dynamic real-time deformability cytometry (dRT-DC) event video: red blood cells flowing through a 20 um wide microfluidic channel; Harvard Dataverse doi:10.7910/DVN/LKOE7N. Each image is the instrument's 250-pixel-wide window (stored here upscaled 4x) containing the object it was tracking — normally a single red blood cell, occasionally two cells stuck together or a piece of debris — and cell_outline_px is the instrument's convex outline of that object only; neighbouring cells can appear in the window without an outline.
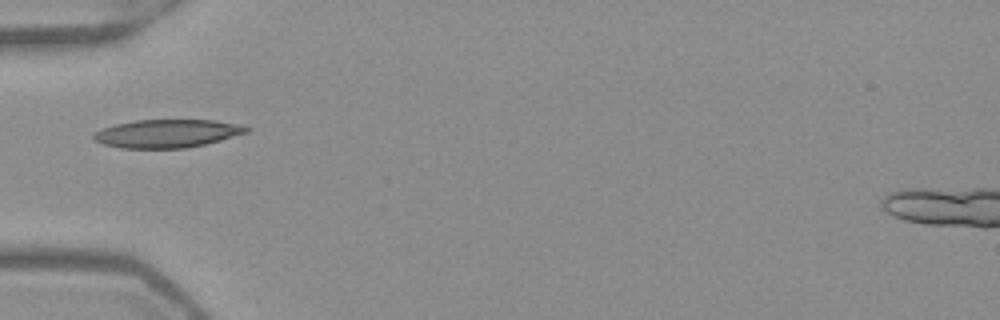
{"species": "Egyptian fruit bat (a non-hibernating species)", "species_latin": "Rousettus aegyptiacus", "temperature_condition": "warm", "stored_images_in_passage": 35, "camera_frame_rate_fps": 3000, "um_per_image_px": 0.085, "frame": {"image": 1, "passage_image": 1, "time_ms": 0.0, "image_size_px": [1000, 320], "cell_outline_px": [[252, 128], [248, 132], [220, 140], [188, 148], [120, 148], [104, 144], [92, 140], [92, 132], [116, 124], [136, 120], [212, 120], [236, 124]], "centroid_in_image_um": [14.16, 11.35], "position_along_channel_um": 70.8, "area_um2": 25.03}}
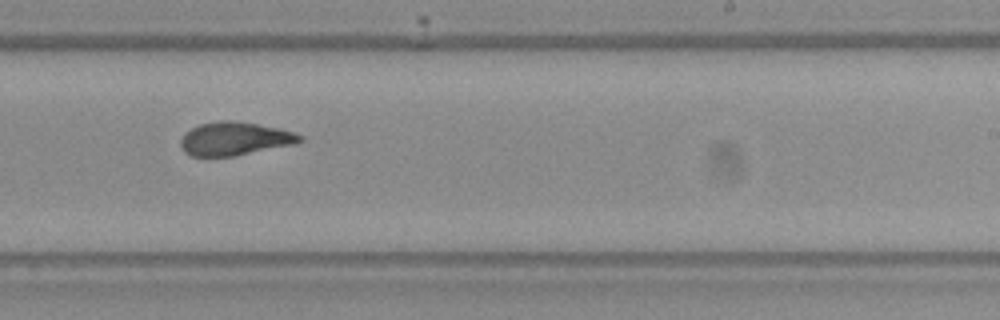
{"frame": {"image": 2, "passage_image": 16, "time_ms": 5.0, "image_size_px": [1000, 320], "cell_outline_px": [[304, 140], [292, 144], [236, 156], [192, 156], [184, 152], [180, 144], [180, 140], [184, 132], [200, 124], [220, 120], [232, 120], [280, 128], [304, 136]], "centroid_in_image_um": [19.92, 11.79], "position_along_channel_um": 269.1, "area_um2": 23.12}}
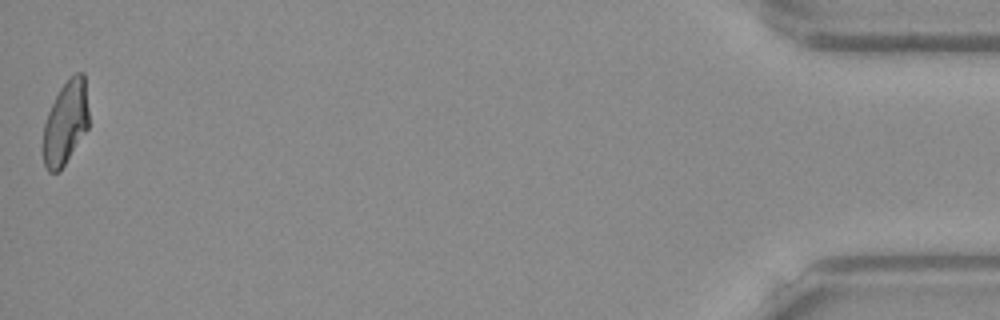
{"frame": {"image": 3, "passage_image": 35, "time_ms": 11.333, "image_size_px": [1000, 320], "cell_outline_px": [[88, 128], [60, 172], [48, 172], [44, 164], [44, 124], [48, 112], [60, 88], [76, 72], [84, 72], [88, 108]], "centroid_in_image_um": [5.59, 10.44], "position_along_channel_um": 429.6, "area_um2": 22.02}, "authors_computed_cell_mechanics": {"area_um2": 23.1778, "velocity_mm_per_s": 3.961, "shape_relaxation_time_tau1_ms": 6.6233, "shape_relaxation_time_tau2_ms": 1.7186, "deformation_change_tau1": 0.2107, "deformation_change_tau2": 0.0692}}